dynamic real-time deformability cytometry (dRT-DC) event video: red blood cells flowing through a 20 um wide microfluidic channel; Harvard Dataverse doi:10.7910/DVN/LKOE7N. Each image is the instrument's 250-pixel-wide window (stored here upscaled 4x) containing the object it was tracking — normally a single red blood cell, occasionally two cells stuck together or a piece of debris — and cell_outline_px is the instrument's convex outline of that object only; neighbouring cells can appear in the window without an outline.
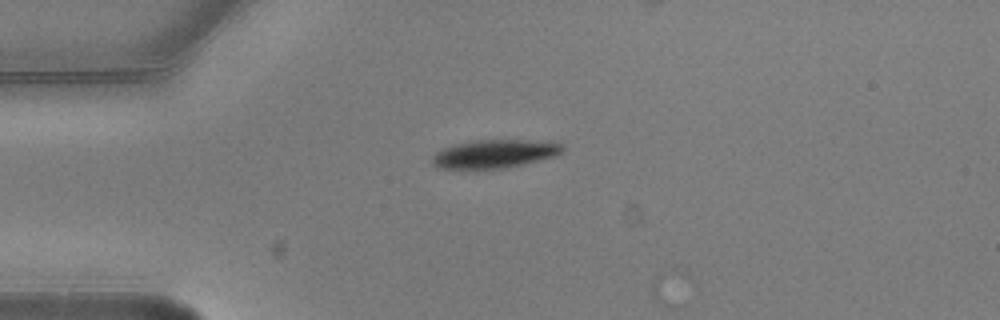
{"species": "common noctule bat (a hibernating species)", "species_latin": "Nyctalus noctula", "temperature_condition": "warm", "stored_images_in_passage": 1, "camera_frame_rate_fps": 3000, "um_per_image_px": 0.085, "animal": {"sex": "male", "body_mass_g": 20.5, "forearm_length_mm": 52.5}, "frame": {"image": 1, "passage_image": 1, "time_ms": 0.0, "image_size_px": [1000, 320], "cell_outline_px": [[564, 148], [556, 156], [524, 164], [504, 168], [440, 168], [432, 164], [432, 156], [436, 152], [452, 144], [472, 140], [528, 140], [564, 144]], "centroid_in_image_um": [42.02, 13.06], "position_along_channel_um": 43.0, "area_um2": 21.39}}